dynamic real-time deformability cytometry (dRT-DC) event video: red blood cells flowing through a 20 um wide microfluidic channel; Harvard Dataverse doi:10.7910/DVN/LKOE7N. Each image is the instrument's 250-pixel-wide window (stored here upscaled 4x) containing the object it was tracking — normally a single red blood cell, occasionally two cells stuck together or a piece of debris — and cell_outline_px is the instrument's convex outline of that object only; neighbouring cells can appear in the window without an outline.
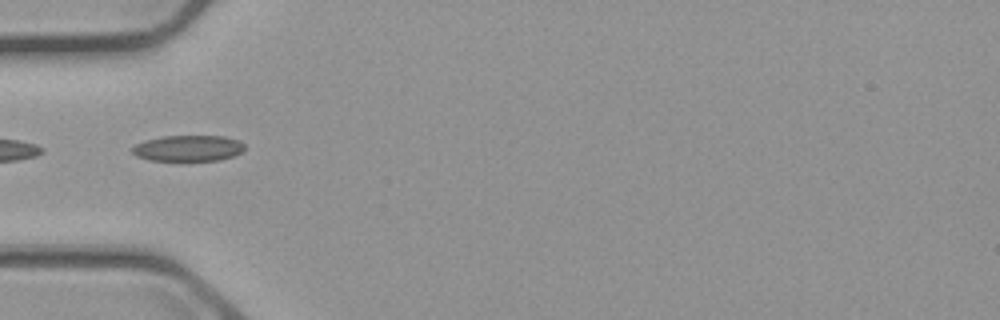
{"species": "common noctule bat (a hibernating species)", "species_latin": "Nyctalus noctula", "temperature_condition": "cold", "stored_images_in_passage": 3, "camera_frame_rate_fps": 3000, "um_per_image_px": 0.085, "animal": {"sex": "male", "body_mass_g": 23.1, "forearm_length_mm": 52.7}, "frame": {"image": 1, "passage_image": 2, "time_ms": 1.0, "image_size_px": [1000, 320], "cell_outline_px": [[244, 152], [236, 156], [220, 160], [188, 164], [184, 164], [148, 160], [136, 156], [132, 152], [132, 148], [136, 144], [144, 140], [164, 136], [224, 136], [240, 140], [244, 144]], "centroid_in_image_um": [16.02, 12.66], "position_along_channel_um": 69.0, "area_um2": 18.26}}
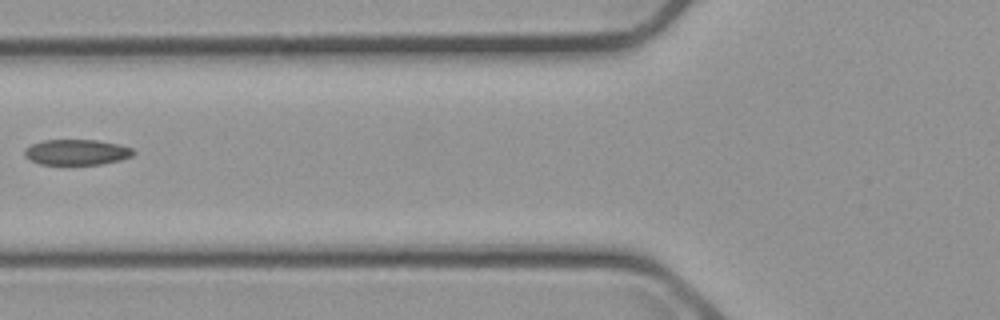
{"frame": {"image": 2, "passage_image": 3, "time_ms": 2.333, "image_size_px": [1000, 320], "cell_outline_px": [[136, 152], [132, 156], [120, 160], [100, 164], [40, 164], [24, 156], [24, 148], [32, 144], [44, 140], [96, 140], [120, 144], [132, 148]], "centroid_in_image_um": [6.53, 12.93], "position_along_channel_um": 119.3, "area_um2": 16.18}}